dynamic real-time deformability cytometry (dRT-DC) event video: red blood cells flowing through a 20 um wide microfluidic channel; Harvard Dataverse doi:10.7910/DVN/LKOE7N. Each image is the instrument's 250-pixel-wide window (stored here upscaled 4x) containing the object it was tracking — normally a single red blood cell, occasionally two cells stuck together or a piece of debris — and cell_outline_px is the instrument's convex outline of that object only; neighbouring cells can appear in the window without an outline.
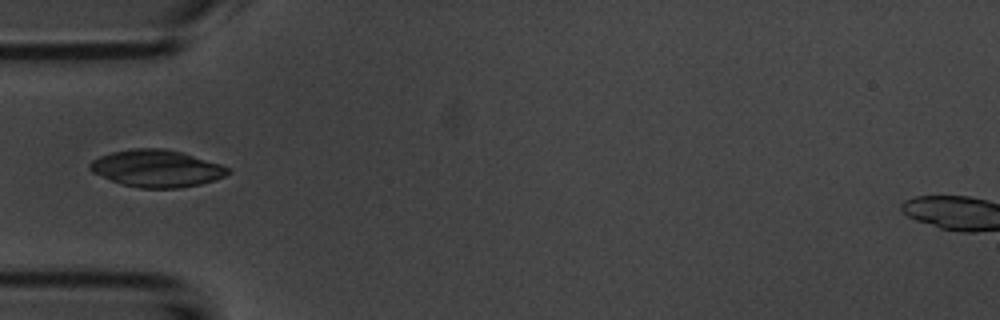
{"species": "common noctule bat (a hibernating species)", "species_latin": "Nyctalus noctula", "temperature_condition": "room temperature", "stored_images_in_passage": 23, "camera_frame_rate_fps": 3000, "um_per_image_px": 0.085, "animal": {"sex": "male", "body_mass_g": 20.1, "forearm_length_mm": 53.5}, "frame": {"image": 1, "passage_image": 1, "time_ms": 0.0, "image_size_px": [1000, 320], "cell_outline_px": [[232, 172], [224, 176], [200, 184], [180, 188], [140, 188], [124, 184], [112, 180], [92, 172], [88, 168], [88, 164], [92, 160], [100, 156], [112, 152], [132, 148], [164, 148], [180, 152], [220, 164], [228, 168]], "centroid_in_image_um": [13.29, 14.31], "position_along_channel_um": 71.7, "area_um2": 29.54}}